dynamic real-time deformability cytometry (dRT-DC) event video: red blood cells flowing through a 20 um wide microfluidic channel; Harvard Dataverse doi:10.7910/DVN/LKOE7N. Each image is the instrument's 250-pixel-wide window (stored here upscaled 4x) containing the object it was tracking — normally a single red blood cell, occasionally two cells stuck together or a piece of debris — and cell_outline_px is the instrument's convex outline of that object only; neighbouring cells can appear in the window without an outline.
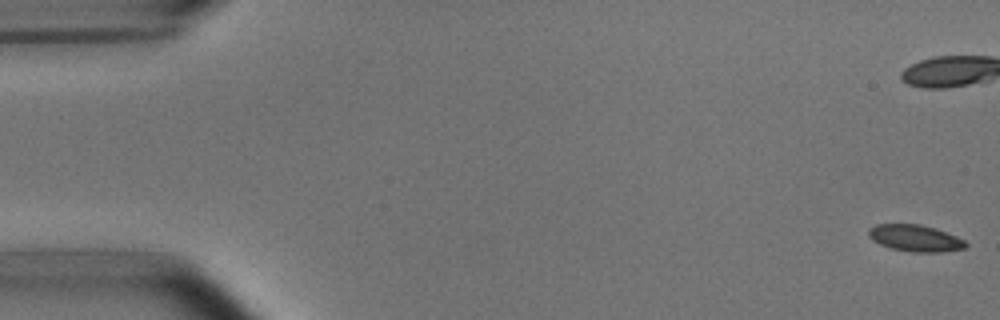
{"species": "common noctule bat (a hibernating species)", "species_latin": "Nyctalus noctula", "temperature_condition": "room temperature", "stored_images_in_passage": 54, "segment_of_instrument_passage": [1, 2], "camera_frame_rate_fps": 3000, "um_per_image_px": 0.085, "animal": {"sex": "male", "body_mass_g": 15.6}, "frame": {"image": 1, "passage_image": 1, "time_ms": 0.0, "image_size_px": [1000, 320], "cell_outline_px": [[968, 244], [964, 248], [940, 252], [912, 252], [892, 248], [880, 244], [872, 240], [868, 236], [868, 228], [876, 224], [920, 224], [936, 228], [956, 236], [964, 240]], "centroid_in_image_um": [77.77, 20.23], "position_along_channel_um": 7.2, "area_um2": 15.09}}